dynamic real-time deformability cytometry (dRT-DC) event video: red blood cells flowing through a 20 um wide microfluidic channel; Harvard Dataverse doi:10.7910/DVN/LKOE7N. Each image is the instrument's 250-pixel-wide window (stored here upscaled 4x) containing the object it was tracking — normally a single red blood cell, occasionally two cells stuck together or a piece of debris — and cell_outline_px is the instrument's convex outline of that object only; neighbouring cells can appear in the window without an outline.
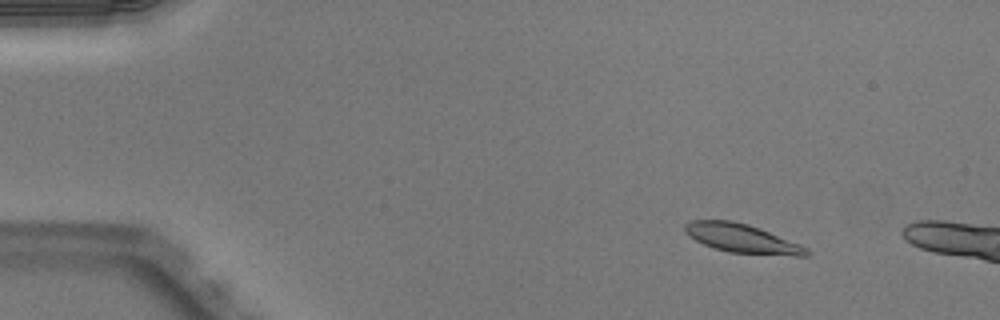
{"species": "Egyptian fruit bat (a non-hibernating species)", "species_latin": "Rousettus aegyptiacus", "temperature_condition": "warm", "stored_images_in_passage": 12, "camera_frame_rate_fps": 3000, "um_per_image_px": 0.085, "animal": {"sex": "male"}, "frame": {"image": 1, "passage_image": 7, "time_ms": 2.0, "image_size_px": [1000, 320], "cell_outline_px": [[808, 256], [796, 256], [728, 252], [704, 244], [688, 236], [684, 232], [684, 224], [692, 220], [732, 220], [748, 224], [760, 228], [800, 244], [808, 248]], "centroid_in_image_um": [63.06, 20.26], "position_along_channel_um": 21.9, "area_um2": 20.4}}